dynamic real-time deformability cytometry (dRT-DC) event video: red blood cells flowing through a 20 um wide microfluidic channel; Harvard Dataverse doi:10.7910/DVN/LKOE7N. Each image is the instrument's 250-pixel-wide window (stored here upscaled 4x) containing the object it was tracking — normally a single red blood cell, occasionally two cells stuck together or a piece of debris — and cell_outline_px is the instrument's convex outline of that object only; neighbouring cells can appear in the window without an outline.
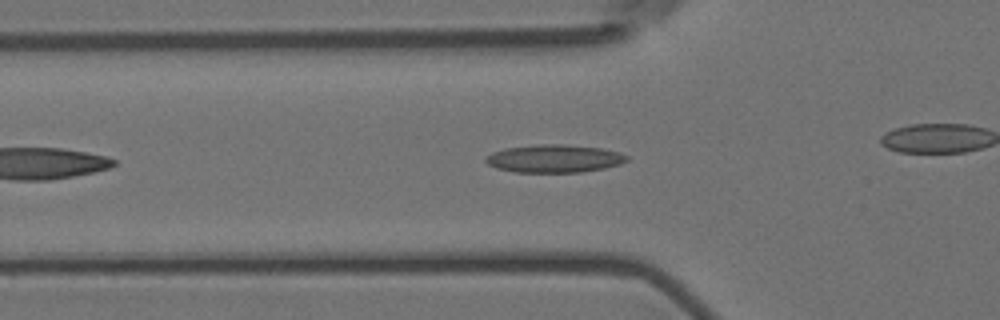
{"species": "Egyptian fruit bat (a non-hibernating species)", "species_latin": "Rousettus aegyptiacus", "temperature_condition": "room temperature", "stored_images_in_passage": 30, "camera_frame_rate_fps": 3000, "um_per_image_px": 0.085, "animal": {"sex": "female"}, "frame": {"image": 1, "passage_image": 3, "time_ms": 0.667, "image_size_px": [1000, 320], "cell_outline_px": [[628, 160], [620, 164], [604, 168], [580, 172], [516, 172], [496, 168], [488, 164], [484, 160], [484, 156], [492, 152], [504, 148], [536, 144], [564, 144], [600, 148], [620, 152], [628, 156]], "centroid_in_image_um": [47.08, 13.47], "position_along_channel_um": 78.7, "area_um2": 23.06}}
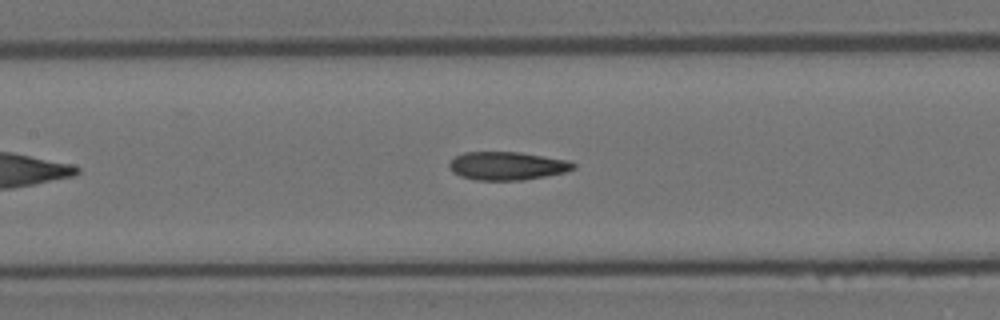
{"frame": {"image": 2, "passage_image": 10, "time_ms": 3.0, "image_size_px": [1000, 320], "cell_outline_px": [[576, 168], [564, 172], [524, 180], [476, 180], [460, 176], [452, 172], [448, 164], [456, 156], [464, 152], [520, 152], [572, 160], [576, 164]], "centroid_in_image_um": [43.14, 14.09], "position_along_channel_um": 164.3, "area_um2": 20.58}}
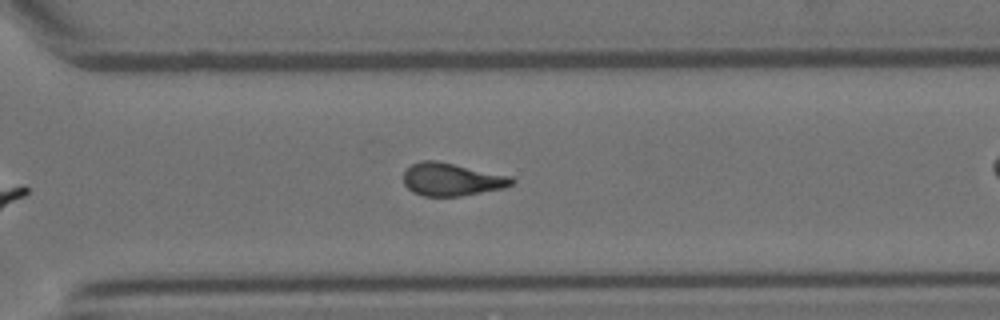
{"frame": {"image": 3, "passage_image": 24, "time_ms": 7.667, "image_size_px": [1000, 320], "cell_outline_px": [[516, 180], [512, 184], [504, 188], [460, 196], [424, 196], [412, 192], [404, 184], [404, 172], [412, 164], [424, 160], [436, 160], [512, 176]], "centroid_in_image_um": [38.41, 15.25], "position_along_channel_um": 332.2, "area_um2": 20.69}}